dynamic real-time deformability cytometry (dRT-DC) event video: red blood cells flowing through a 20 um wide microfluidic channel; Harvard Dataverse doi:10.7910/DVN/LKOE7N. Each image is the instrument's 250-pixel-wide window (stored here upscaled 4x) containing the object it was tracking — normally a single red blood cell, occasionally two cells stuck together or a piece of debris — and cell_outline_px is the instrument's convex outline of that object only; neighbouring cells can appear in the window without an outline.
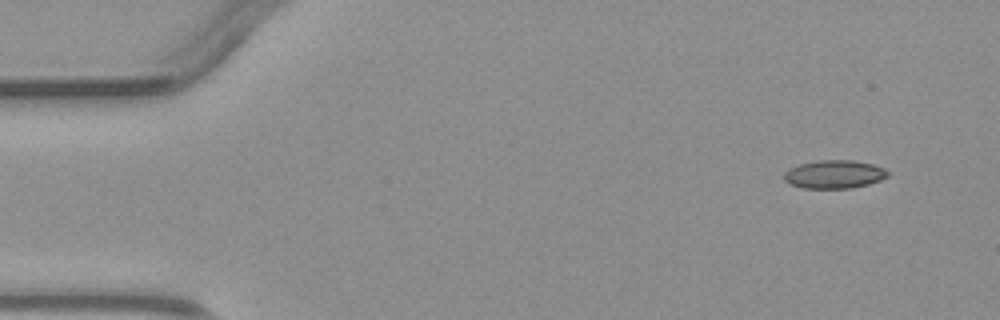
{"species": "common noctule bat (a hibernating species)", "species_latin": "Nyctalus noctula", "temperature_condition": "warm", "stored_images_in_passage": 3, "camera_frame_rate_fps": 3000, "um_per_image_px": 0.085, "animal": {"sex": "male", "body_mass_g": 23.1, "forearm_length_mm": 52.7}, "frame": {"image": 1, "passage_image": 1, "time_ms": 0.0, "image_size_px": [1000, 320], "cell_outline_px": [[888, 176], [880, 180], [868, 184], [852, 188], [800, 188], [788, 184], [784, 180], [784, 172], [788, 168], [800, 164], [820, 160], [852, 160], [872, 164], [884, 168], [888, 172]], "centroid_in_image_um": [70.87, 14.82], "position_along_channel_um": 14.1, "area_um2": 17.17}}
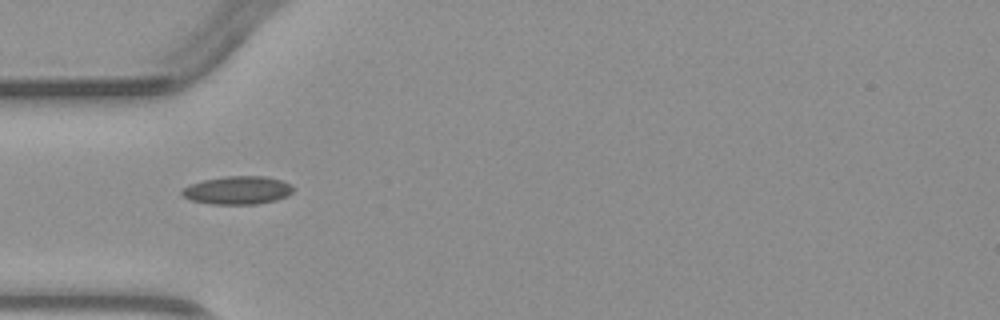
{"frame": {"image": 2, "passage_image": 3, "time_ms": 3.667, "image_size_px": [1000, 320], "cell_outline_px": [[292, 192], [276, 200], [256, 204], [208, 204], [192, 200], [184, 196], [180, 192], [188, 184], [204, 180], [224, 176], [264, 176], [284, 180], [292, 184]], "centroid_in_image_um": [20.19, 16.16], "position_along_channel_um": 64.8, "area_um2": 18.26}}